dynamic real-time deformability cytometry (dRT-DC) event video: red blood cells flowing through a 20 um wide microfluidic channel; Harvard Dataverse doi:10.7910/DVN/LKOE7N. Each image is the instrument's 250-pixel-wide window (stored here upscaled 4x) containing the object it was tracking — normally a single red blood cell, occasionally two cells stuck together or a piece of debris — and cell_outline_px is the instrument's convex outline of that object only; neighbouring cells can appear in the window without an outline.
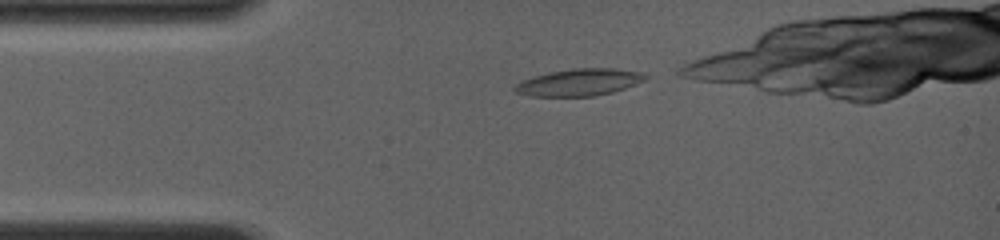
{"species": "common noctule bat (a hibernating species)", "species_latin": "Nyctalus noctula", "temperature_condition": "room temperature", "stored_images_in_passage": 7, "camera_frame_rate_fps": 4000, "um_per_image_px": 0.085, "animal": {"sex": "female", "body_mass_g": 19.0, "forearm_length_mm": 56.7}, "frame": {"image": 1, "passage_image": 1, "time_ms": 0.0, "image_size_px": [1000, 240], "cell_outline_px": [[652, 76], [648, 80], [612, 92], [592, 96], [528, 96], [516, 92], [512, 88], [516, 84], [524, 80], [548, 72], [572, 68], [616, 68], [644, 72]], "centroid_in_image_um": [49.32, 6.98], "position_along_channel_um": 35.7, "area_um2": 20.75}}
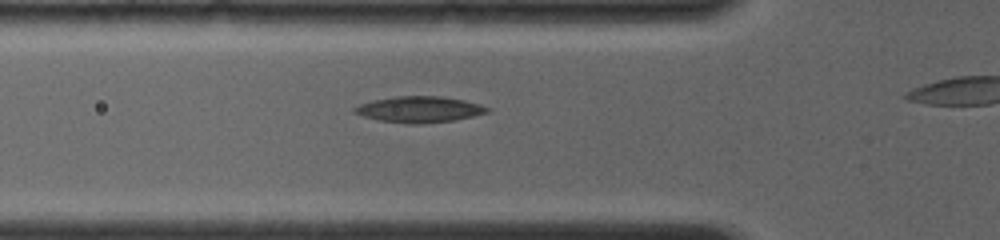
{"frame": {"image": 2, "passage_image": 4, "time_ms": 2.0, "image_size_px": [1000, 240], "cell_outline_px": [[492, 108], [488, 112], [472, 116], [452, 120], [424, 124], [408, 124], [380, 120], [364, 116], [352, 112], [352, 108], [360, 104], [372, 100], [396, 96], [440, 96], [464, 100], [480, 104]], "centroid_in_image_um": [35.64, 9.29], "position_along_channel_um": 90.2, "area_um2": 20.17}}
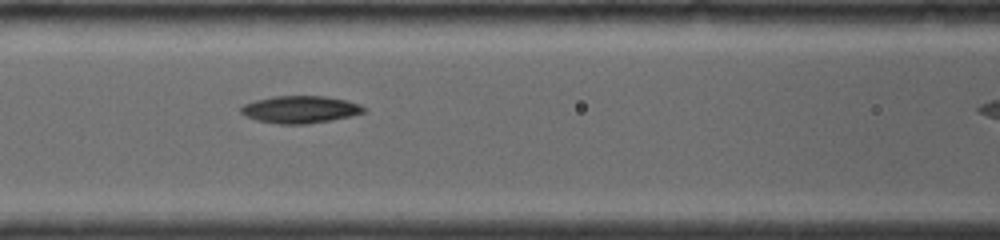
{"frame": {"image": 3, "passage_image": 6, "time_ms": 3.25, "image_size_px": [1000, 240], "cell_outline_px": [[368, 108], [364, 112], [352, 116], [332, 120], [308, 124], [280, 124], [256, 120], [240, 112], [240, 108], [244, 104], [256, 100], [272, 96], [324, 96], [348, 100], [360, 104]], "centroid_in_image_um": [25.56, 9.3], "position_along_channel_um": 141.0, "area_um2": 19.65}}